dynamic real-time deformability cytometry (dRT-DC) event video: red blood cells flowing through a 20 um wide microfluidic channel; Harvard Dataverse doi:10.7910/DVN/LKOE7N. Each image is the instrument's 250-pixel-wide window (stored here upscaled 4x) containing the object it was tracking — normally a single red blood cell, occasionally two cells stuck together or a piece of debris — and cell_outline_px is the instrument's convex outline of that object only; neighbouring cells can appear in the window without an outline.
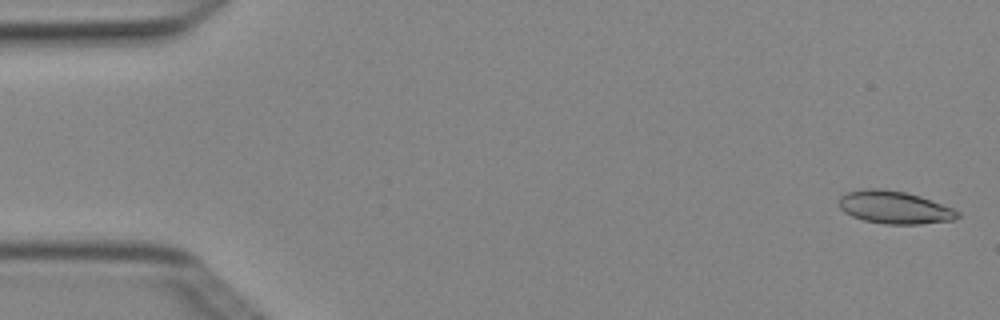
{"species": "Egyptian fruit bat (a non-hibernating species)", "species_latin": "Rousettus aegyptiacus", "temperature_condition": "cold", "stored_images_in_passage": 5, "camera_frame_rate_fps": 3000, "um_per_image_px": 0.085, "animal": {"sex": "female"}, "frame": {"image": 1, "passage_image": 1, "time_ms": 0.0, "image_size_px": [1000, 320], "cell_outline_px": [[960, 216], [952, 220], [920, 224], [884, 224], [864, 220], [852, 216], [844, 212], [840, 208], [840, 196], [848, 192], [868, 188], [880, 188], [904, 192], [920, 196], [952, 208], [960, 212]], "centroid_in_image_um": [76.03, 17.63], "position_along_channel_um": 9.0, "area_um2": 22.43}}
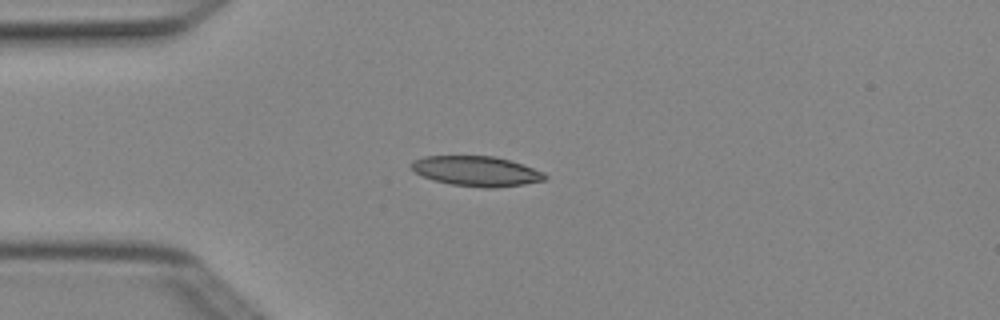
{"frame": {"image": 2, "passage_image": 4, "time_ms": 1.0, "image_size_px": [1000, 320], "cell_outline_px": [[548, 176], [544, 180], [524, 184], [496, 188], [484, 188], [452, 184], [432, 180], [416, 172], [412, 168], [412, 160], [424, 156], [496, 156], [544, 172]], "centroid_in_image_um": [40.5, 14.55], "position_along_channel_um": 44.5, "area_um2": 23.18}}